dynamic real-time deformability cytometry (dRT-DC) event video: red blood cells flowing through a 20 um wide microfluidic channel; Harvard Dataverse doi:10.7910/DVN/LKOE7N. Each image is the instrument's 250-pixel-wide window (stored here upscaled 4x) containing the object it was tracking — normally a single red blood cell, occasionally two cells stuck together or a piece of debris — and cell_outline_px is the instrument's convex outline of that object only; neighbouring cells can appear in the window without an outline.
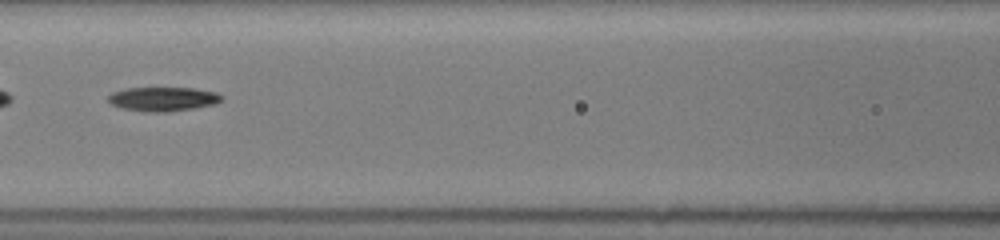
{"species": "common noctule bat (a hibernating species)", "species_latin": "Nyctalus noctula", "temperature_condition": "room temperature", "stored_images_in_passage": 39, "segment_of_instrument_passage": [2, 2], "camera_frame_rate_fps": 3000, "um_per_image_px": 0.085, "animal": {"sex": "female", "body_mass_g": 19.5, "forearm_length_mm": 54.1}, "frame": {"image": 1, "passage_image": 37, "time_ms": 8.0, "image_size_px": [1000, 240], "cell_outline_px": [[224, 96], [216, 104], [196, 108], [168, 112], [144, 112], [120, 108], [112, 104], [108, 100], [108, 96], [112, 92], [124, 88], [196, 88], [216, 92]], "centroid_in_image_um": [13.86, 8.42], "position_along_channel_um": 152.7, "area_um2": 16.18}}